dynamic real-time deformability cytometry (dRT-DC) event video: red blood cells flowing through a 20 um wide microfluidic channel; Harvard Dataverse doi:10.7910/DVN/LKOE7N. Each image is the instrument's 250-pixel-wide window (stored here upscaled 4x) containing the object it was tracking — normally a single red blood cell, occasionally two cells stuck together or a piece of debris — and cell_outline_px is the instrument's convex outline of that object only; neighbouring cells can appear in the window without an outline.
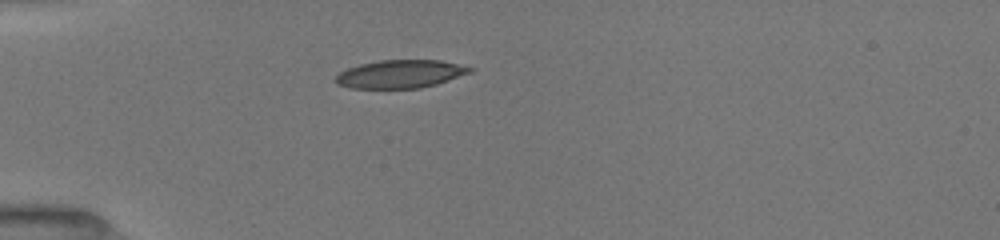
{"species": "common noctule bat (a hibernating species)", "species_latin": "Nyctalus noctula", "temperature_condition": "room temperature", "stored_images_in_passage": 11, "camera_frame_rate_fps": 3000, "um_per_image_px": 0.085, "animal": {"sex": "female", "body_mass_g": 19.5, "forearm_length_mm": 54.1}, "frame": {"image": 1, "passage_image": 1, "time_ms": 0.0, "image_size_px": [1000, 240], "cell_outline_px": [[476, 68], [472, 72], [436, 84], [420, 88], [352, 88], [336, 84], [332, 80], [340, 72], [348, 68], [360, 64], [380, 60], [440, 60]], "centroid_in_image_um": [34.02, 6.29], "position_along_channel_um": 51.0, "area_um2": 22.02}}
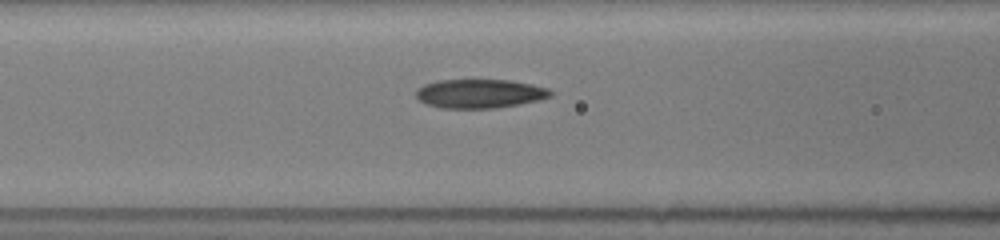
{"frame": {"image": 2, "passage_image": 7, "time_ms": 2.333, "image_size_px": [1000, 240], "cell_outline_px": [[552, 96], [536, 100], [496, 108], [440, 108], [424, 104], [416, 96], [416, 88], [424, 84], [436, 80], [512, 80], [532, 84], [548, 88], [552, 92]], "centroid_in_image_um": [40.73, 7.95], "position_along_channel_um": 125.9, "area_um2": 22.72}}
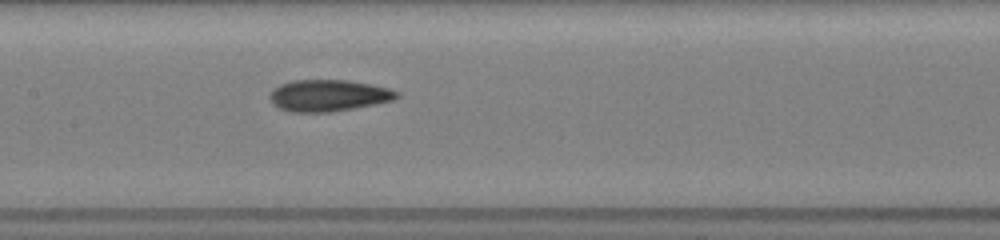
{"frame": {"image": 3, "passage_image": 11, "time_ms": 3.667, "image_size_px": [1000, 240], "cell_outline_px": [[400, 96], [392, 100], [352, 108], [328, 112], [292, 112], [280, 108], [272, 104], [268, 96], [272, 88], [280, 84], [292, 80], [348, 80], [372, 84], [388, 88], [400, 92]], "centroid_in_image_um": [27.87, 8.1], "position_along_channel_um": 179.5, "area_um2": 23.41}}